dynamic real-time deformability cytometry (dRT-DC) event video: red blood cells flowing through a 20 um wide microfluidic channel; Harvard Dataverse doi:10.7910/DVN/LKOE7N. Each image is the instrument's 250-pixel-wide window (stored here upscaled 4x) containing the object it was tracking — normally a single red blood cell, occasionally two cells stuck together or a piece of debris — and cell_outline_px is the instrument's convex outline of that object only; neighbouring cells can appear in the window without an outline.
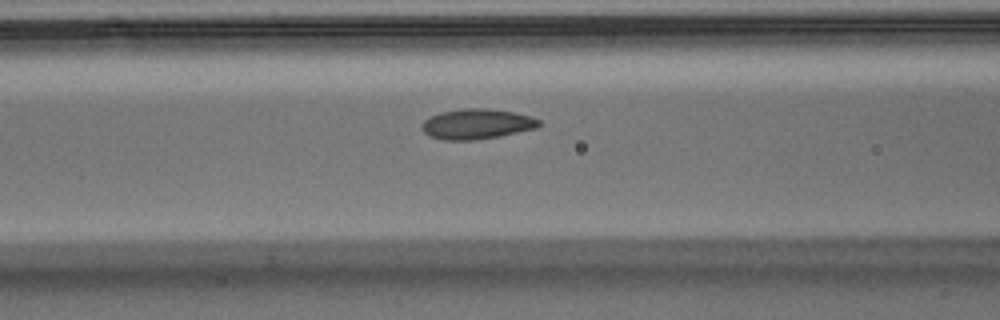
{"species": "Egyptian fruit bat (a non-hibernating species)", "species_latin": "Rousettus aegyptiacus", "temperature_condition": "warm", "stored_images_in_passage": 17, "camera_frame_rate_fps": 3000, "um_per_image_px": 0.085, "animal": {"sex": "male"}, "frame": {"image": 1, "passage_image": 15, "time_ms": 4.667, "image_size_px": [1000, 320], "cell_outline_px": [[540, 124], [536, 128], [500, 136], [476, 140], [444, 140], [428, 136], [424, 132], [424, 120], [440, 112], [464, 108], [484, 108], [516, 112], [532, 116], [540, 120]], "centroid_in_image_um": [40.56, 10.54], "position_along_channel_um": 126.0, "area_um2": 20.58}}